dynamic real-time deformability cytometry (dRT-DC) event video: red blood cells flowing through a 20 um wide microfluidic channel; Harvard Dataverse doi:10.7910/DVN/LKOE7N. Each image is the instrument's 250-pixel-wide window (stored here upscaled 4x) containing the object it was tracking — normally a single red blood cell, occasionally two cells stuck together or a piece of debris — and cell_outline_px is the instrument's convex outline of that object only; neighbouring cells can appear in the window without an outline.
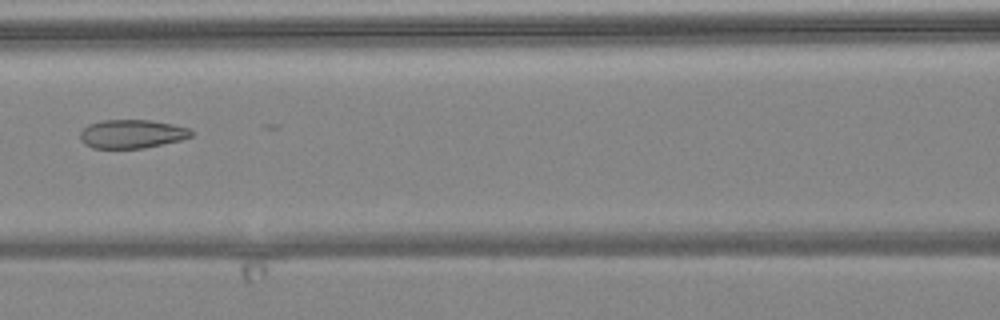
{"species": "common noctule bat (a hibernating species)", "species_latin": "Nyctalus noctula", "temperature_condition": "warm", "stored_images_in_passage": 3, "camera_frame_rate_fps": 3000, "um_per_image_px": 0.085, "animal": {"sex": "female", "body_mass_g": 24.6, "forearm_length_mm": 56.2}, "frame": {"image": 1, "passage_image": 3, "time_ms": 2.333, "image_size_px": [1000, 320], "cell_outline_px": [[192, 136], [180, 140], [144, 148], [92, 148], [84, 144], [80, 140], [80, 132], [88, 124], [100, 120], [148, 120], [172, 124], [188, 128], [192, 132]], "centroid_in_image_um": [11.16, 11.38], "position_along_channel_um": 155.4, "area_um2": 18.5}}